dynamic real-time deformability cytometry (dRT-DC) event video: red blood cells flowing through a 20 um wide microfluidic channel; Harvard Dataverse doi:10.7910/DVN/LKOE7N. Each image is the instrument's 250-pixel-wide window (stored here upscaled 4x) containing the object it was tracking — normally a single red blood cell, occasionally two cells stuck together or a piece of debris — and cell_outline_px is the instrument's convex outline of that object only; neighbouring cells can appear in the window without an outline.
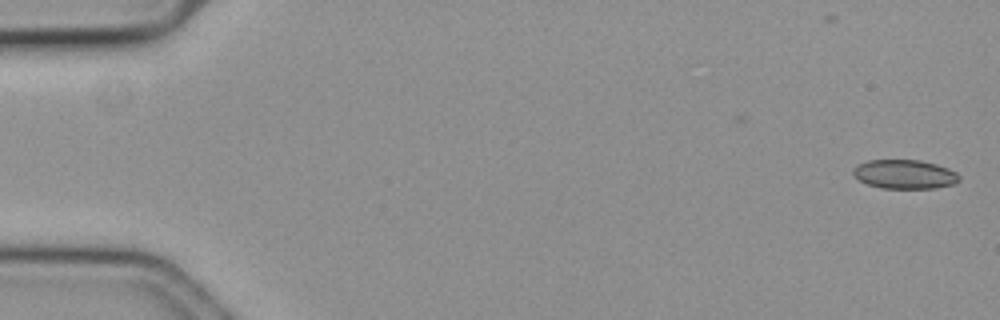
{"species": "common noctule bat (a hibernating species)", "species_latin": "Nyctalus noctula", "temperature_condition": "cold", "stored_images_in_passage": 58, "camera_frame_rate_fps": 3000, "um_per_image_px": 0.085, "animal": {"sex": "female", "body_mass_g": 19.3, "forearm_length_mm": 54.1}, "frame": {"image": 1, "passage_image": 1, "time_ms": 0.0, "image_size_px": [1000, 320], "cell_outline_px": [[960, 180], [952, 184], [936, 188], [880, 188], [868, 184], [860, 180], [852, 172], [852, 168], [856, 164], [868, 160], [920, 160], [936, 164], [948, 168], [956, 172], [960, 176]], "centroid_in_image_um": [76.88, 14.8], "position_along_channel_um": 8.1, "area_um2": 17.98}}
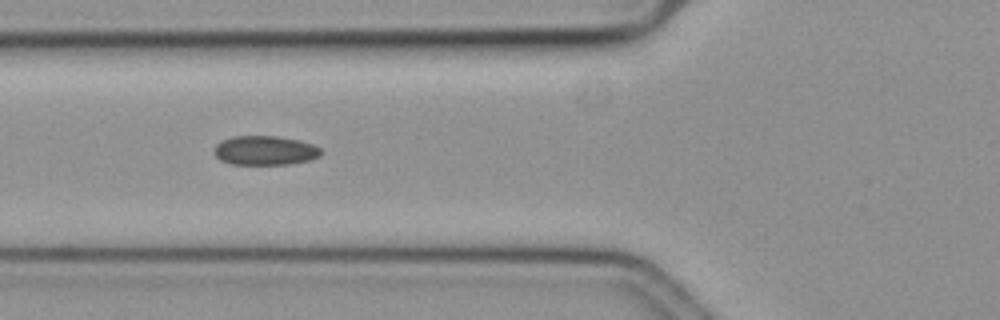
{"frame": {"image": 2, "passage_image": 22, "time_ms": 7.0, "image_size_px": [1000, 320], "cell_outline_px": [[324, 152], [320, 156], [312, 160], [288, 164], [232, 164], [220, 160], [212, 152], [216, 144], [232, 136], [276, 136], [300, 140], [312, 144], [320, 148]], "centroid_in_image_um": [22.55, 12.79], "position_along_channel_um": 103.3, "area_um2": 18.38}}
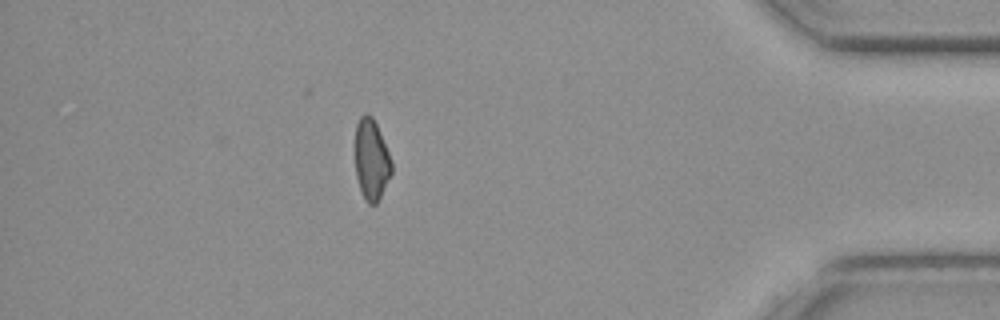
{"frame": {"image": 3, "passage_image": 51, "time_ms": 16.667, "image_size_px": [1000, 320], "cell_outline_px": [[392, 172], [376, 204], [368, 204], [364, 200], [356, 176], [356, 124], [360, 116], [364, 112], [368, 112], [372, 116], [380, 132], [392, 160]], "centroid_in_image_um": [31.57, 13.54], "position_along_channel_um": 403.6, "area_um2": 17.11}, "authors_computed_cell_mechanics": {"area_um2": 18.3804, "velocity_mm_per_s": 3.5823, "shape_relaxation_time_tau1_ms": 10.8439, "shape_relaxation_time_tau2_ms": 4.0211, "deformation_change_tau1": 0.1293, "deformation_change_tau2": 0.0827}}